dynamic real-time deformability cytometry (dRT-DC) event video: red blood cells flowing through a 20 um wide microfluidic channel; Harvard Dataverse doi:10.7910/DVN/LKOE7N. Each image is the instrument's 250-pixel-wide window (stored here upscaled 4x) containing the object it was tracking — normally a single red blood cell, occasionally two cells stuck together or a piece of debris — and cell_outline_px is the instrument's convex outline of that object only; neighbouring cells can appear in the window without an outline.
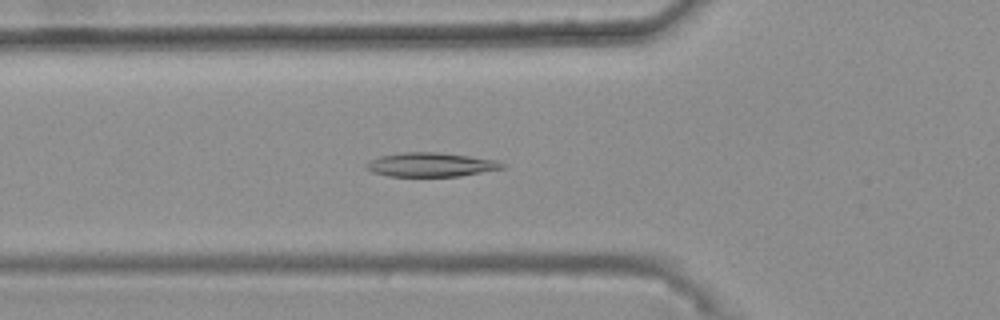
{"species": "common noctule bat (a hibernating species)", "species_latin": "Nyctalus noctula", "temperature_condition": "warm", "stored_images_in_passage": 43, "camera_frame_rate_fps": 3000, "um_per_image_px": 0.085, "animal": {"sex": "female", "body_mass_g": 25.1}, "frame": {"image": 1, "passage_image": 16, "time_ms": 5.0, "image_size_px": [1000, 320], "cell_outline_px": [[504, 168], [460, 176], [388, 176], [372, 172], [364, 168], [364, 164], [368, 160], [380, 156], [400, 152], [436, 152], [468, 156], [496, 160], [504, 164]], "centroid_in_image_um": [36.54, 13.99], "position_along_channel_um": 89.3, "area_um2": 19.07}}
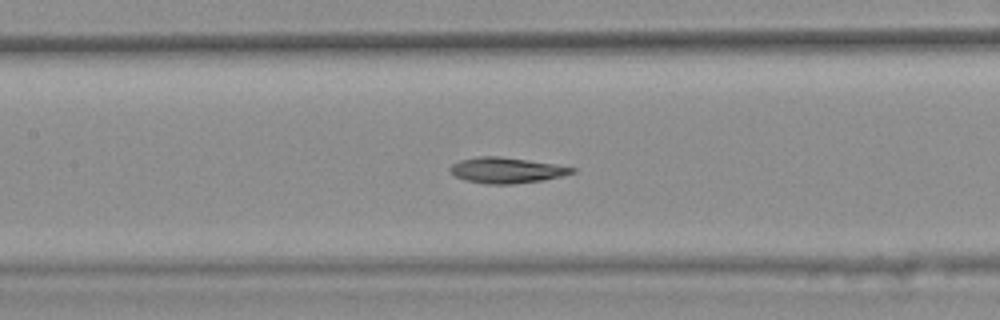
{"frame": {"image": 2, "passage_image": 22, "time_ms": 7.0, "image_size_px": [1000, 320], "cell_outline_px": [[576, 172], [544, 180], [516, 184], [484, 184], [464, 180], [456, 176], [448, 168], [452, 164], [460, 160], [476, 156], [500, 156], [528, 160], [576, 168]], "centroid_in_image_um": [43.02, 14.48], "position_along_channel_um": 164.4, "area_um2": 18.26}}
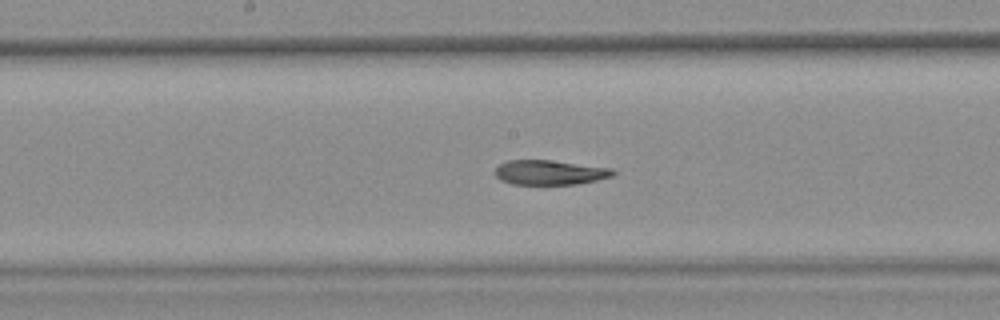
{"frame": {"image": 3, "passage_image": 25, "time_ms": 8.0, "image_size_px": [1000, 320], "cell_outline_px": [[616, 172], [612, 176], [596, 180], [576, 184], [512, 184], [500, 180], [496, 176], [496, 168], [500, 164], [508, 160], [548, 160], [612, 168]], "centroid_in_image_um": [46.72, 14.66], "position_along_channel_um": 201.5, "area_um2": 16.76}, "authors_computed_cell_mechanics": {"area_um2": 18.4382, "velocity_mm_per_s": 3.745, "shape_relaxation_time_tau1_ms": null, "shape_relaxation_time_tau2_ms": 6.0589, "deformation_change_tau1": null, "deformation_change_tau2": 0.1196}}